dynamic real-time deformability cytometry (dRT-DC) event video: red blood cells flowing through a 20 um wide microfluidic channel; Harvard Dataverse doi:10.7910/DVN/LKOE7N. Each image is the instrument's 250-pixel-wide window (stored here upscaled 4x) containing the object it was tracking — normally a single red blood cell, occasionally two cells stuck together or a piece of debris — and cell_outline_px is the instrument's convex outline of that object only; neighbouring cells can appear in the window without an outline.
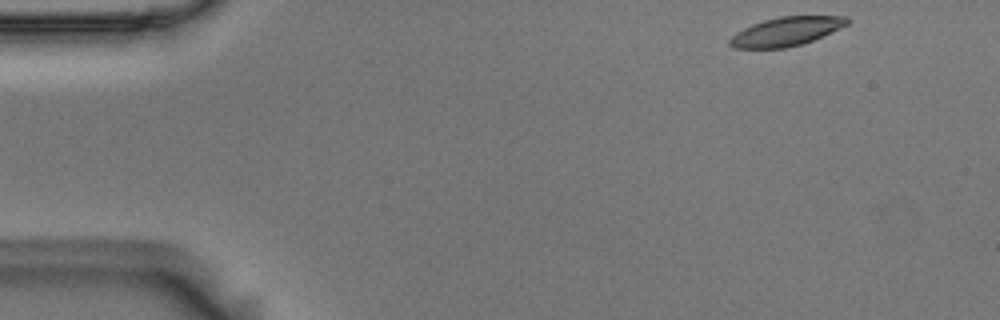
{"species": "Egyptian fruit bat (a non-hibernating species)", "species_latin": "Rousettus aegyptiacus", "temperature_condition": "room temperature", "stored_images_in_passage": 50, "camera_frame_rate_fps": 3000, "um_per_image_px": 0.085, "animal": {"sex": "male"}, "frame": {"image": 1, "passage_image": 1, "time_ms": 0.0, "image_size_px": [1000, 320], "cell_outline_px": [[852, 20], [848, 24], [812, 40], [800, 44], [784, 48], [732, 48], [728, 44], [728, 40], [736, 32], [752, 24], [764, 20], [780, 16], [848, 16]], "centroid_in_image_um": [66.8, 2.67], "position_along_channel_um": 18.2, "area_um2": 19.59}}
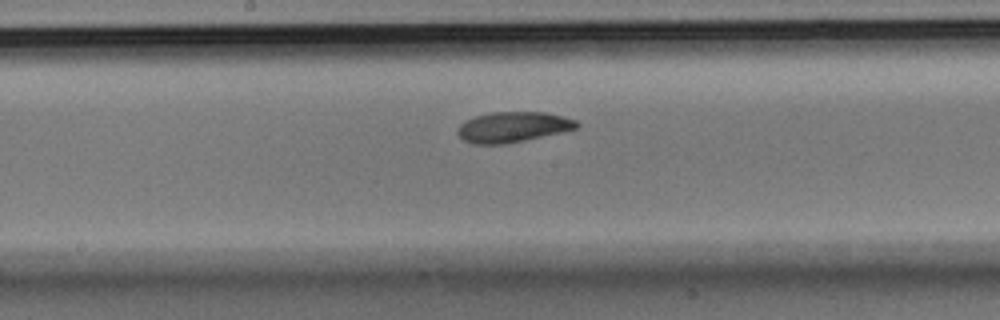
{"frame": {"image": 2, "passage_image": 24, "time_ms": 7.667, "image_size_px": [1000, 320], "cell_outline_px": [[580, 124], [576, 128], [564, 132], [504, 144], [472, 144], [464, 140], [456, 132], [456, 128], [464, 120], [488, 112], [544, 112], [564, 116], [576, 120]], "centroid_in_image_um": [43.58, 10.79], "position_along_channel_um": 204.6, "area_um2": 21.27}}
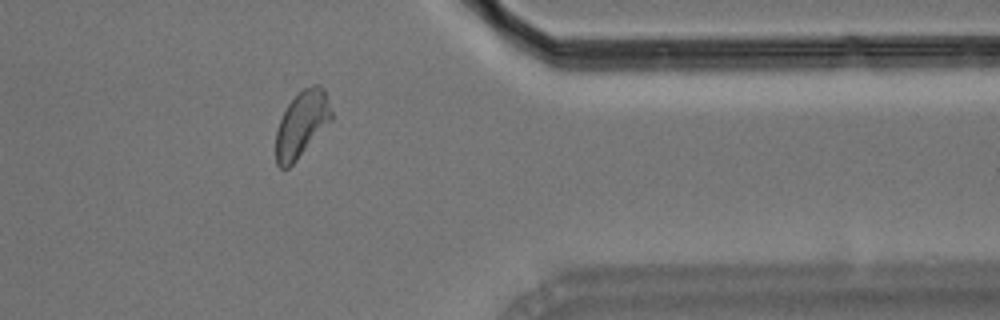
{"frame": {"image": 3, "passage_image": 40, "time_ms": 13.0, "image_size_px": [1000, 320], "cell_outline_px": [[332, 120], [296, 160], [288, 168], [280, 168], [276, 164], [276, 128], [288, 104], [304, 88], [312, 84], [320, 84], [324, 88], [332, 112]], "centroid_in_image_um": [25.65, 10.54], "position_along_channel_um": 385.8, "area_um2": 21.15}, "authors_computed_cell_mechanics": {"area_um2": 21.1837, "velocity_mm_per_s": 3.6674, "shape_relaxation_time_tau1_ms": 3.9864, "shape_relaxation_time_tau2_ms": 5.3802, "deformation_change_tau1": 0.1215, "deformation_change_tau2": 0.1097}}